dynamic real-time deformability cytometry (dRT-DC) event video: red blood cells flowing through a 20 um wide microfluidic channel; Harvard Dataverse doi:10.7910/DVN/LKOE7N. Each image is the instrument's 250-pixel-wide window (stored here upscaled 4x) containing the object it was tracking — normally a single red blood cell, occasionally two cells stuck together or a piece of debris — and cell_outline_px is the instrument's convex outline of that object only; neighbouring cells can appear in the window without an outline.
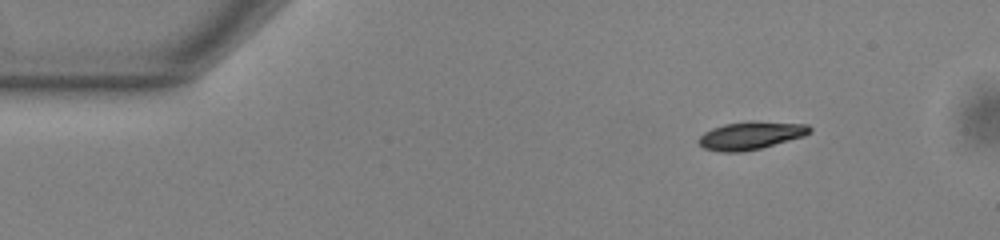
{"species": "common noctule bat (a hibernating species)", "species_latin": "Nyctalus noctula", "temperature_condition": "warm", "stored_images_in_passage": 48, "camera_frame_rate_fps": 3000, "um_per_image_px": 0.085, "animal": {"sex": "male", "body_mass_g": 13.0, "forearm_length_mm": 53.1}, "frame": {"image": 1, "passage_image": 1, "time_ms": 0.0, "image_size_px": [1000, 240], "cell_outline_px": [[812, 132], [804, 136], [760, 148], [740, 152], [720, 152], [704, 148], [696, 140], [704, 132], [712, 128], [724, 124], [808, 124], [812, 128]], "centroid_in_image_um": [63.76, 11.58], "position_along_channel_um": 21.2, "area_um2": 16.99}}
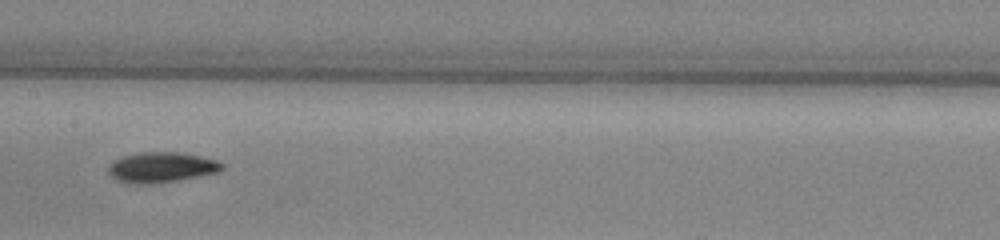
{"frame": {"image": 2, "passage_image": 21, "time_ms": 6.667, "image_size_px": [1000, 240], "cell_outline_px": [[224, 168], [220, 172], [176, 180], [152, 184], [136, 184], [116, 180], [108, 172], [108, 168], [116, 160], [124, 156], [140, 152], [180, 152], [200, 156], [216, 160], [224, 164]], "centroid_in_image_um": [13.76, 14.22], "position_along_channel_um": 193.6, "area_um2": 19.94}}
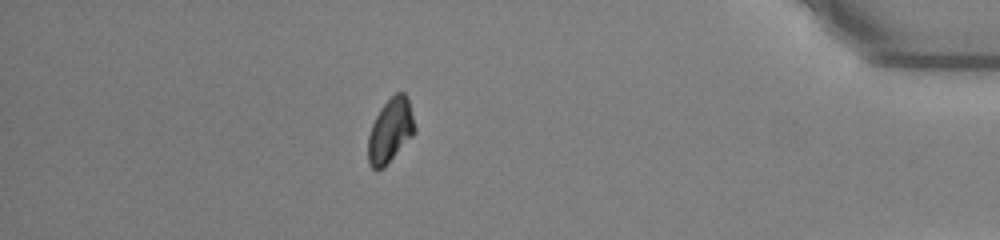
{"frame": {"image": 3, "passage_image": 41, "time_ms": 13.333, "image_size_px": [1000, 240], "cell_outline_px": [[416, 132], [384, 168], [376, 172], [368, 164], [368, 136], [372, 124], [380, 108], [396, 92], [404, 92], [408, 96], [416, 128]], "centroid_in_image_um": [33.18, 11.12], "position_along_channel_um": 402.0, "area_um2": 17.69}, "authors_computed_cell_mechanics": {"area_um2": 18.2937, "velocity_mm_per_s": 3.8244, "shape_relaxation_time_tau1_ms": 2.1959, "shape_relaxation_time_tau2_ms": 9.6064, "deformation_change_tau1": 0.0944, "deformation_change_tau2": 0.1187}}